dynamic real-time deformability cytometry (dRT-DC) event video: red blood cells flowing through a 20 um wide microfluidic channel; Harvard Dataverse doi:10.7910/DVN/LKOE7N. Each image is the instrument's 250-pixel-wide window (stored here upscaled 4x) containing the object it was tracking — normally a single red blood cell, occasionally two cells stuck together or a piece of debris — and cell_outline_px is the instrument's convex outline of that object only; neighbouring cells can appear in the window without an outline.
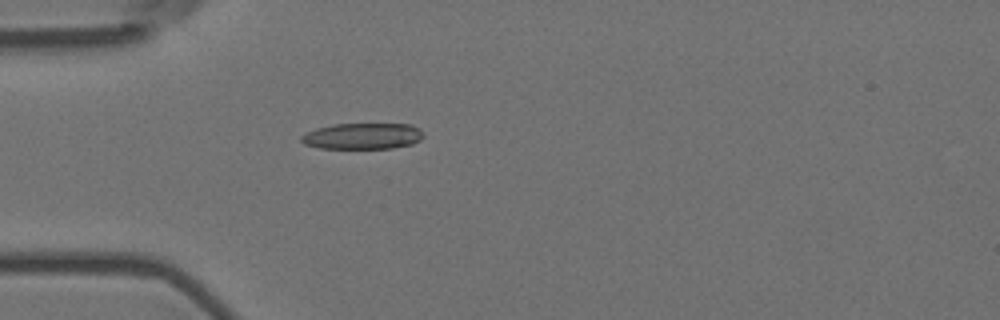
{"species": "Egyptian fruit bat (a non-hibernating species)", "species_latin": "Rousettus aegyptiacus", "temperature_condition": "room temperature", "stored_images_in_passage": 5, "camera_frame_rate_fps": 3000, "um_per_image_px": 0.085, "animal": {"sex": "female"}, "frame": {"image": 1, "passage_image": 5, "time_ms": 1.333, "image_size_px": [1000, 320], "cell_outline_px": [[424, 136], [420, 140], [412, 144], [392, 148], [320, 148], [304, 144], [300, 140], [300, 136], [316, 128], [332, 124], [412, 124], [420, 128], [424, 132]], "centroid_in_image_um": [30.85, 11.56], "position_along_channel_um": 54.2, "area_um2": 18.73}}